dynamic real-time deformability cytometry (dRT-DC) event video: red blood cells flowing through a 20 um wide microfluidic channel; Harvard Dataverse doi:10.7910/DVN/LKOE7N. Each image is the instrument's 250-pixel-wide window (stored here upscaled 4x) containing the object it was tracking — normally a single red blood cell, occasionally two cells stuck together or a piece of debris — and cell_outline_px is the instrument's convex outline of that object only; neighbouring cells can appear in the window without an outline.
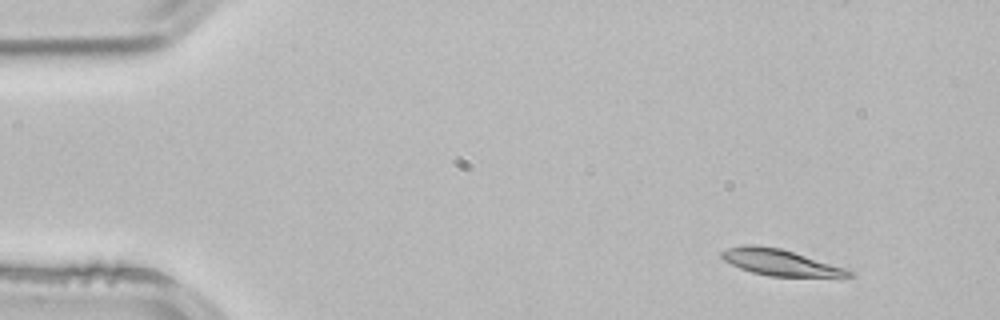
{"species": "common noctule bat (a hibernating species)", "species_latin": "Nyctalus noctula", "temperature_condition": "room temperature", "stored_images_in_passage": 3, "camera_frame_rate_fps": 3000, "um_per_image_px": 0.085, "animal": {"sex": "male", "body_mass_g": 21.5, "forearm_length_mm": 52.0}, "frame": {"image": 1, "passage_image": 1, "time_ms": 0.0, "image_size_px": [1000, 320], "cell_outline_px": [[852, 276], [840, 280], [768, 276], [752, 272], [740, 268], [724, 260], [720, 256], [720, 252], [728, 248], [744, 244], [752, 244], [780, 248], [844, 268], [852, 272]], "centroid_in_image_um": [66.42, 22.36], "position_along_channel_um": 18.6, "area_um2": 20.11}}
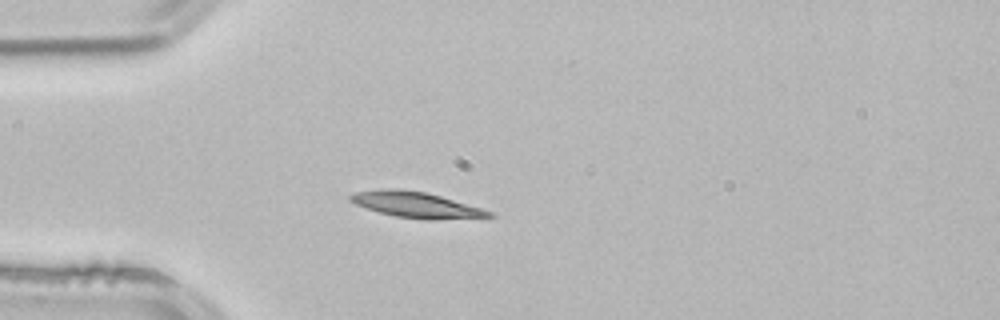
{"frame": {"image": 2, "passage_image": 3, "time_ms": 0.667, "image_size_px": [1000, 320], "cell_outline_px": [[496, 216], [436, 220], [428, 220], [396, 216], [364, 208], [348, 200], [348, 196], [356, 192], [380, 188], [392, 188], [424, 192], [440, 196], [480, 208], [492, 212]], "centroid_in_image_um": [35.32, 17.41], "position_along_channel_um": 49.7, "area_um2": 20.63}}